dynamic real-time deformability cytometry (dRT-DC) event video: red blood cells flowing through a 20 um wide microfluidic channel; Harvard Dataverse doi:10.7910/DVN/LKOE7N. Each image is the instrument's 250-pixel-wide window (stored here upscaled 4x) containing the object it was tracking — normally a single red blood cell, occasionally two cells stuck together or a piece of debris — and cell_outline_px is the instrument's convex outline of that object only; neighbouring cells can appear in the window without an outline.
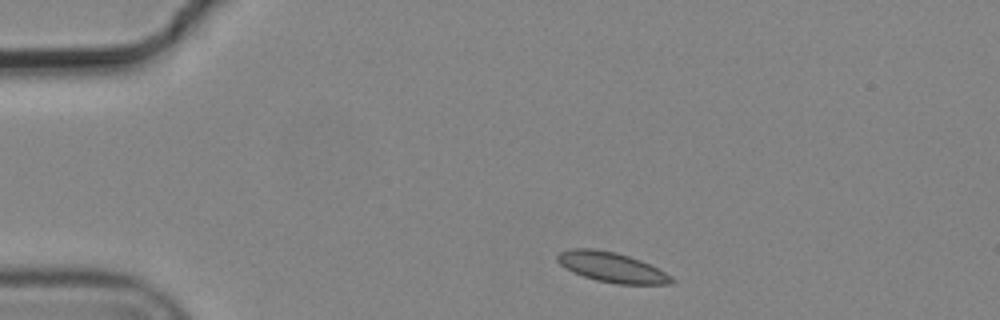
{"species": "common noctule bat (a hibernating species)", "species_latin": "Nyctalus noctula", "temperature_condition": "cold", "stored_images_in_passage": 8, "camera_frame_rate_fps": 3000, "um_per_image_px": 0.085, "animal": {"sex": "male", "body_mass_g": 19.2, "forearm_length_mm": 51.8}, "frame": {"image": 1, "passage_image": 1, "time_ms": 0.0, "image_size_px": [1000, 320], "cell_outline_px": [[676, 280], [672, 284], [616, 284], [596, 280], [572, 272], [560, 264], [556, 260], [556, 256], [560, 252], [568, 248], [592, 248], [616, 252], [640, 260], [672, 276]], "centroid_in_image_um": [51.97, 22.71], "position_along_channel_um": 33.0, "area_um2": 19.94}}
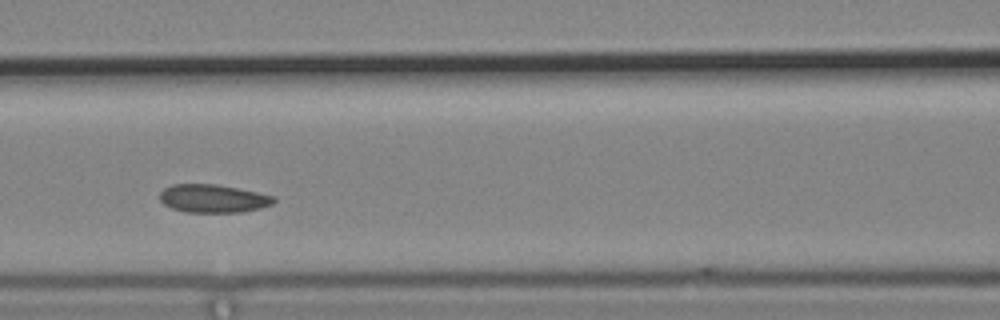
{"frame": {"image": 2, "passage_image": 5, "time_ms": 1.333, "image_size_px": [1000, 320], "cell_outline_px": [[276, 200], [272, 204], [260, 208], [240, 212], [184, 212], [172, 208], [164, 204], [160, 200], [160, 192], [164, 188], [172, 184], [216, 184], [276, 196]], "centroid_in_image_um": [18.1, 16.87], "position_along_channel_um": 148.5, "area_um2": 18.67}}
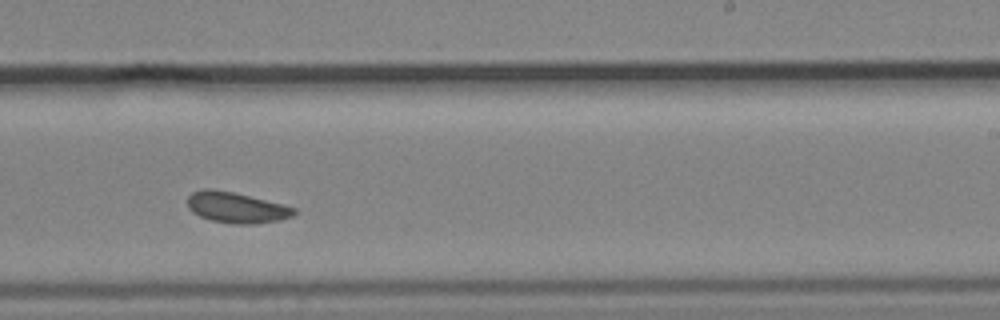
{"frame": {"image": 3, "passage_image": 8, "time_ms": 2.333, "image_size_px": [1000, 320], "cell_outline_px": [[296, 212], [292, 216], [280, 220], [252, 224], [236, 224], [212, 220], [200, 216], [192, 212], [188, 208], [188, 196], [192, 192], [204, 188], [212, 188], [232, 192], [284, 204], [296, 208]], "centroid_in_image_um": [20.09, 17.63], "position_along_channel_um": 268.9, "area_um2": 19.07}}